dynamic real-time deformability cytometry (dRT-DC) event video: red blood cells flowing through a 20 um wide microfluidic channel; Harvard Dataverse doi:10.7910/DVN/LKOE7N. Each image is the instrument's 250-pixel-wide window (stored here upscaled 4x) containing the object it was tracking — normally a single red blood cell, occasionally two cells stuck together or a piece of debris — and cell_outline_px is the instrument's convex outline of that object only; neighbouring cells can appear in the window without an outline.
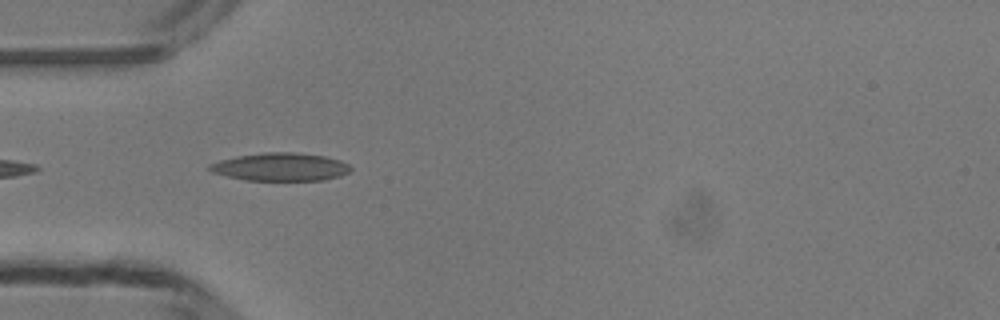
{"species": "common noctule bat (a hibernating species)", "species_latin": "Nyctalus noctula", "temperature_condition": "room temperature", "stored_images_in_passage": 10, "camera_frame_rate_fps": 3000, "um_per_image_px": 0.085, "animal": {"sex": "male", "body_mass_g": 13.3}, "frame": {"image": 1, "passage_image": 2, "time_ms": 0.333, "image_size_px": [1000, 320], "cell_outline_px": [[352, 168], [348, 172], [340, 176], [324, 180], [244, 180], [212, 172], [208, 168], [208, 164], [220, 160], [236, 156], [260, 152], [296, 152], [324, 156], [340, 160], [348, 164]], "centroid_in_image_um": [23.83, 14.18], "position_along_channel_um": 61.2, "area_um2": 23.06}}
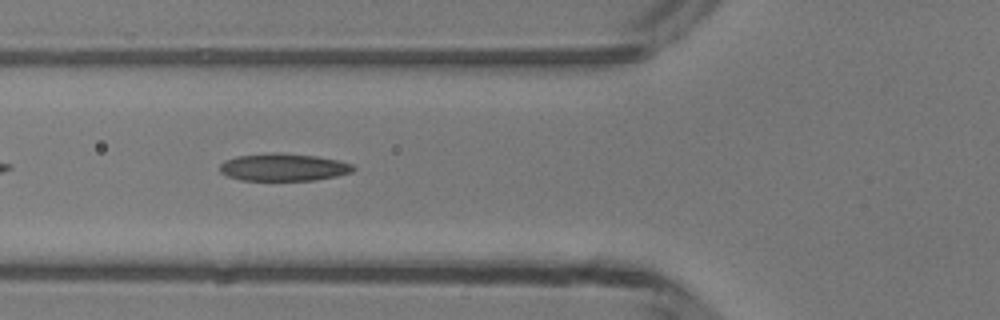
{"frame": {"image": 2, "passage_image": 5, "time_ms": 1.333, "image_size_px": [1000, 320], "cell_outline_px": [[356, 168], [352, 172], [336, 176], [312, 180], [240, 180], [228, 176], [220, 172], [220, 164], [224, 160], [236, 156], [268, 152], [280, 152], [320, 156], [340, 160], [352, 164]], "centroid_in_image_um": [24.1, 14.19], "position_along_channel_um": 101.7, "area_um2": 21.68}}